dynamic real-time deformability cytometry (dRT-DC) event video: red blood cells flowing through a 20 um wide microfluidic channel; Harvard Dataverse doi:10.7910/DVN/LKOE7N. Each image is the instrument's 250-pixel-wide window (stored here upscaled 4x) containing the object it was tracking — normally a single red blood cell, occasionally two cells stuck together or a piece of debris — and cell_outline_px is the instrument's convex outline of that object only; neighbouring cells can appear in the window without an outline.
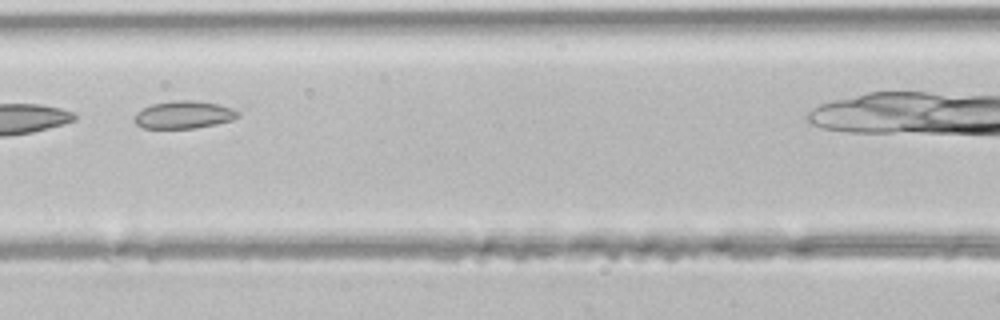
{"species": "common noctule bat (a hibernating species)", "species_latin": "Nyctalus noctula", "temperature_condition": "room temperature", "stored_images_in_passage": 6, "camera_frame_rate_fps": 3000, "um_per_image_px": 0.085, "animal": {"sex": "male", "body_mass_g": 21.5, "forearm_length_mm": 52.0}, "frame": {"image": 1, "passage_image": 4, "time_ms": 1.0, "image_size_px": [1000, 320], "cell_outline_px": [[240, 116], [232, 120], [216, 124], [196, 128], [144, 128], [136, 124], [132, 120], [136, 112], [152, 104], [172, 100], [192, 100], [220, 104], [232, 108], [240, 112]], "centroid_in_image_um": [15.63, 9.75], "position_along_channel_um": 151.0, "area_um2": 16.82}}
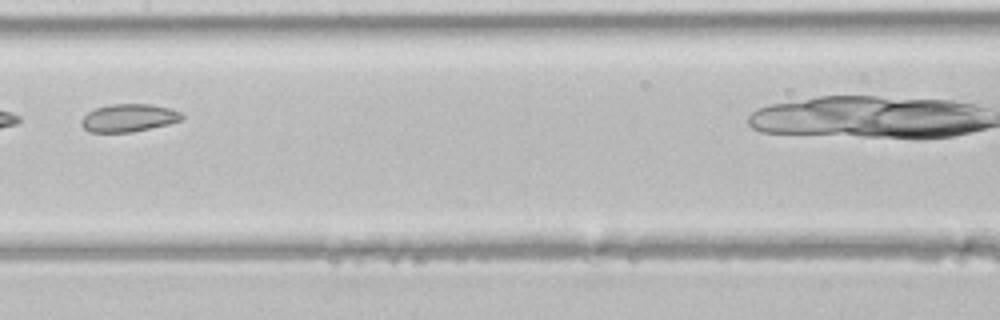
{"frame": {"image": 2, "passage_image": 5, "time_ms": 1.333, "image_size_px": [1000, 320], "cell_outline_px": [[184, 116], [180, 120], [168, 124], [132, 132], [88, 132], [80, 124], [80, 120], [88, 112], [96, 108], [112, 104], [152, 104], [168, 108], [180, 112]], "centroid_in_image_um": [10.91, 10.02], "position_along_channel_um": 196.5, "area_um2": 16.18}}